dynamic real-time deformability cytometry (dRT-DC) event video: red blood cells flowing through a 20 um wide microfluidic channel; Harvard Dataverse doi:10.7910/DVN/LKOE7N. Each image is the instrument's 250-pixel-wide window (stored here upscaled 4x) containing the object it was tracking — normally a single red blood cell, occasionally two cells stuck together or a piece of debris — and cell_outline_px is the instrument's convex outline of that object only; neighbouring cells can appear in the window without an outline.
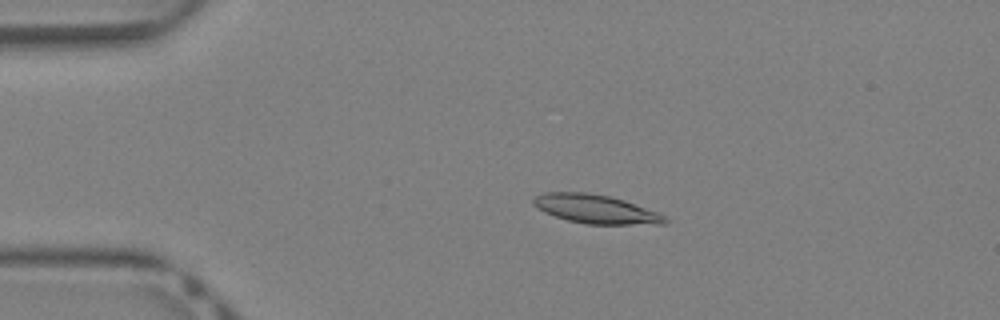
{"species": "Egyptian fruit bat (a non-hibernating species)", "species_latin": "Rousettus aegyptiacus", "temperature_condition": "warm", "stored_images_in_passage": 34, "camera_frame_rate_fps": 3000, "um_per_image_px": 0.085, "animal": {"sex": "female"}, "frame": {"image": 1, "passage_image": 2, "time_ms": 0.333, "image_size_px": [1000, 320], "cell_outline_px": [[668, 224], [584, 224], [568, 220], [544, 212], [532, 204], [532, 200], [536, 196], [544, 192], [588, 192], [608, 196], [624, 200], [668, 216]], "centroid_in_image_um": [50.66, 17.77], "position_along_channel_um": 34.3, "area_um2": 22.08}}
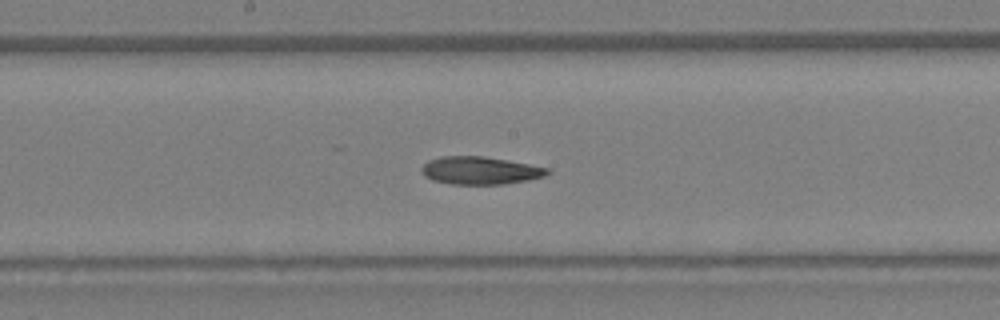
{"frame": {"image": 2, "passage_image": 15, "time_ms": 4.667, "image_size_px": [1000, 320], "cell_outline_px": [[552, 172], [544, 176], [528, 180], [504, 184], [452, 184], [432, 180], [424, 176], [420, 168], [428, 160], [440, 156], [484, 156], [528, 164], [548, 168]], "centroid_in_image_um": [40.79, 14.49], "position_along_channel_um": 207.4, "area_um2": 20.35}}
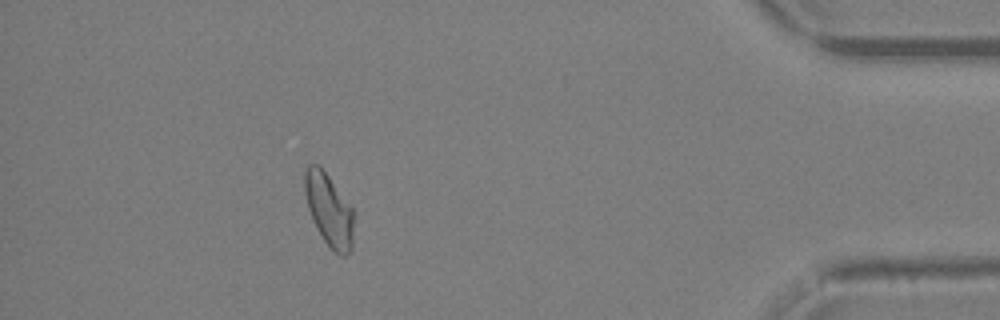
{"frame": {"image": 3, "passage_image": 30, "time_ms": 9.667, "image_size_px": [1000, 320], "cell_outline_px": [[356, 212], [352, 248], [344, 256], [340, 256], [324, 240], [316, 228], [308, 208], [304, 192], [304, 168], [308, 164], [316, 164], [328, 176]], "centroid_in_image_um": [27.99, 17.85], "position_along_channel_um": 407.2, "area_um2": 20.92}}